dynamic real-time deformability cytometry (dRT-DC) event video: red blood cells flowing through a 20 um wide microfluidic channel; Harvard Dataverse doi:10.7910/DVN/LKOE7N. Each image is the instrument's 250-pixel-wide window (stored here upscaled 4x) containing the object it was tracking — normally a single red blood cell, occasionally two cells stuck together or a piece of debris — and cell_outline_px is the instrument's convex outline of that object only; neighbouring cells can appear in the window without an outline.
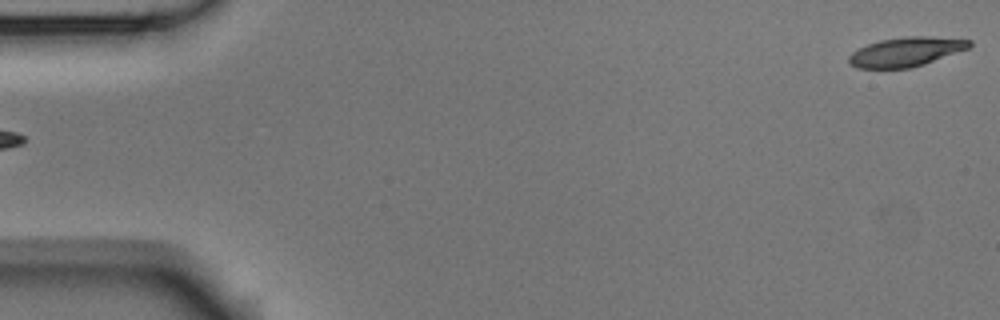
{"species": "Egyptian fruit bat (a non-hibernating species)", "species_latin": "Rousettus aegyptiacus", "temperature_condition": "room temperature", "stored_images_in_passage": 5, "segment_of_instrument_passage": [2, 2], "camera_frame_rate_fps": 3000, "um_per_image_px": 0.085, "animal": {"sex": "male"}, "frame": {"image": 1, "passage_image": 5, "time_ms": 1.333, "image_size_px": [1000, 320], "cell_outline_px": [[972, 44], [968, 48], [924, 64], [908, 68], [856, 68], [848, 60], [848, 56], [852, 52], [868, 44], [880, 40], [904, 36], [928, 36], [972, 40]], "centroid_in_image_um": [77.0, 4.39], "position_along_channel_um": 8.0, "area_um2": 20.35}}